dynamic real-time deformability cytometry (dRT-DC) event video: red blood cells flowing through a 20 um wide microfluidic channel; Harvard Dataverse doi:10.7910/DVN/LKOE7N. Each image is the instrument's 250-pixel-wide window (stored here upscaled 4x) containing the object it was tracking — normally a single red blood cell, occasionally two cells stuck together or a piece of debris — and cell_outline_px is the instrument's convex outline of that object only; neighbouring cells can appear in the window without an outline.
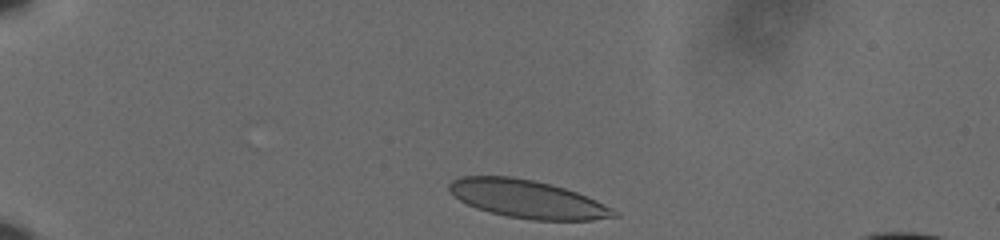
{"species": "human", "species_latin": "Homo sapiens", "temperature_condition": "cold", "stored_images_in_passage": 42, "camera_frame_rate_fps": 3000, "um_per_image_px": 0.085, "donor": {"sex": "male"}, "frame": {"image": 1, "passage_image": 2, "time_ms": 0.333, "image_size_px": [1000, 240], "cell_outline_px": [[620, 216], [592, 220], [532, 220], [508, 216], [476, 208], [460, 200], [448, 188], [448, 184], [452, 180], [460, 176], [512, 176], [532, 180], [564, 188], [588, 196], [620, 212]], "centroid_in_image_um": [44.86, 16.92], "position_along_channel_um": 40.1, "area_um2": 36.3}}
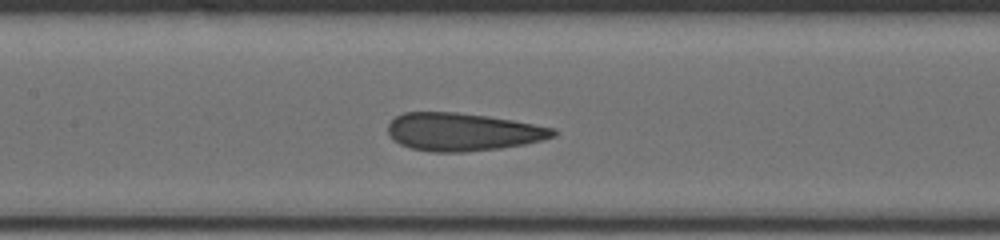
{"frame": {"image": 2, "passage_image": 18, "time_ms": 5.667, "image_size_px": [1000, 240], "cell_outline_px": [[556, 136], [524, 144], [500, 148], [464, 152], [432, 152], [412, 148], [400, 144], [388, 132], [388, 124], [396, 116], [404, 112], [456, 112], [488, 116], [512, 120], [556, 128]], "centroid_in_image_um": [39.34, 11.2], "position_along_channel_um": 168.1, "area_um2": 36.3}}
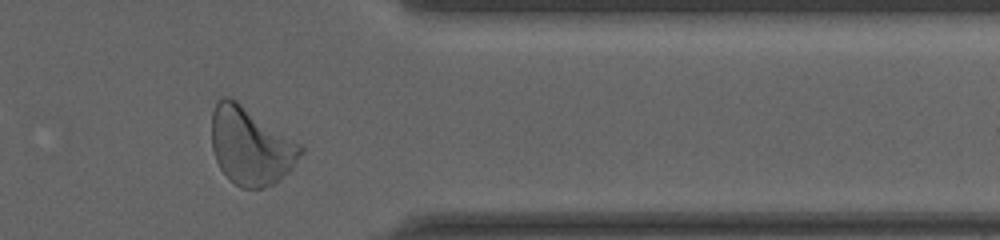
{"frame": {"image": 3, "passage_image": 37, "time_ms": 12.0, "image_size_px": [1000, 240], "cell_outline_px": [[304, 152], [292, 168], [276, 184], [264, 188], [240, 188], [220, 168], [216, 160], [212, 148], [212, 112], [216, 100], [220, 96], [228, 96], [236, 100], [300, 144], [304, 148]], "centroid_in_image_um": [21.3, 12.41], "position_along_channel_um": 390.1, "area_um2": 40.11}, "authors_computed_cell_mechanics": {"area_um2": 36.9342, "velocity_mm_per_s": 3.6099, "shape_relaxation_time_tau1_ms": 4.4101, "shape_relaxation_time_tau2_ms": 1.0299, "deformation_change_tau1": 0.1582, "deformation_change_tau2": 0.0985}}